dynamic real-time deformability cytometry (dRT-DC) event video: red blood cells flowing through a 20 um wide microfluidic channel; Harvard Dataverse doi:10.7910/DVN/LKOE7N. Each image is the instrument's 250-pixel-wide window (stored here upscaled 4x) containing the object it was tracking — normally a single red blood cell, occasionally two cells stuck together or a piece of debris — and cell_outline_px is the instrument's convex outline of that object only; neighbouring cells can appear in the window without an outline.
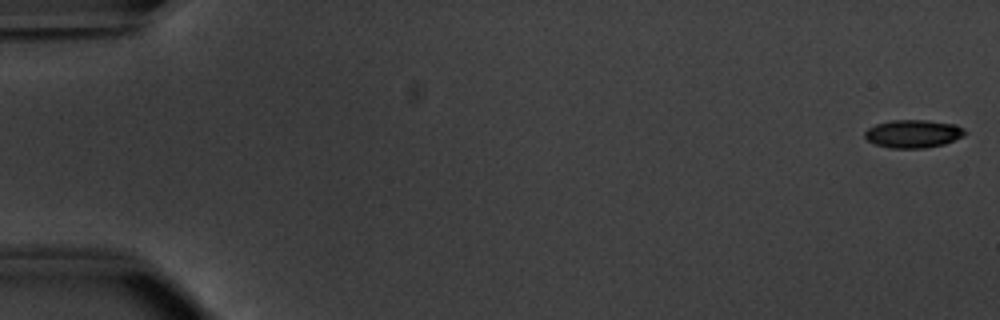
{"species": "common noctule bat (a hibernating species)", "species_latin": "Nyctalus noctula", "temperature_condition": "warm", "stored_images_in_passage": 49, "camera_frame_rate_fps": 3000, "um_per_image_px": 0.085, "animal": {"sex": "male", "body_mass_g": 20.1, "forearm_length_mm": 53.5}, "frame": {"image": 1, "passage_image": 1, "time_ms": 0.0, "image_size_px": [1000, 320], "cell_outline_px": [[968, 132], [964, 136], [944, 144], [924, 148], [888, 148], [876, 144], [868, 140], [864, 136], [864, 132], [868, 128], [876, 124], [892, 120], [928, 120], [956, 124], [964, 128]], "centroid_in_image_um": [77.65, 11.36], "position_along_channel_um": 7.3, "area_um2": 16.47}}
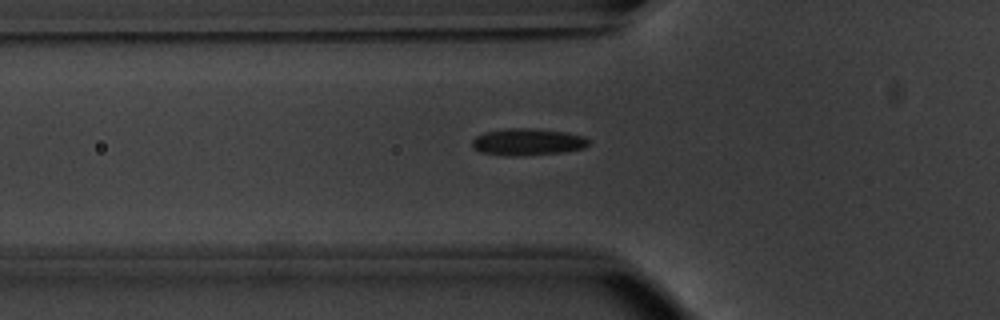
{"frame": {"image": 2, "passage_image": 19, "time_ms": 6.0, "image_size_px": [1000, 320], "cell_outline_px": [[588, 144], [584, 148], [560, 152], [516, 156], [480, 152], [472, 144], [472, 140], [476, 136], [484, 132], [508, 128], [528, 128], [564, 132], [584, 136], [588, 140]], "centroid_in_image_um": [44.83, 12.05], "position_along_channel_um": 81.0, "area_um2": 17.86}}
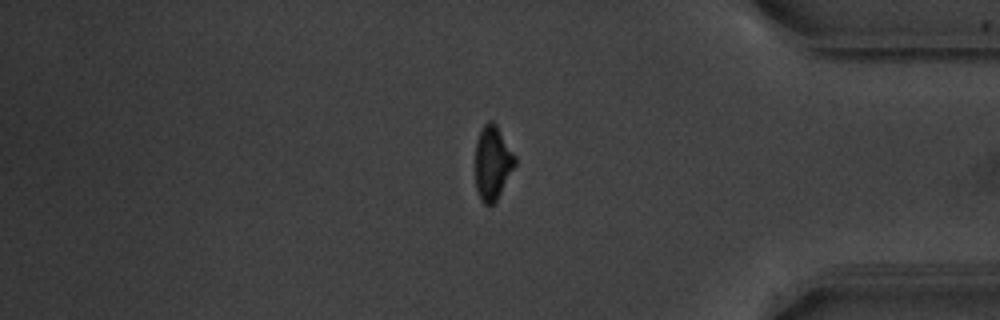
{"frame": {"image": 3, "passage_image": 45, "time_ms": 14.667, "image_size_px": [1000, 320], "cell_outline_px": [[516, 164], [496, 200], [492, 204], [484, 204], [480, 200], [476, 188], [476, 140], [484, 124], [488, 120], [492, 120], [496, 124], [516, 156]], "centroid_in_image_um": [41.87, 13.82], "position_along_channel_um": 393.3, "area_um2": 16.99}}